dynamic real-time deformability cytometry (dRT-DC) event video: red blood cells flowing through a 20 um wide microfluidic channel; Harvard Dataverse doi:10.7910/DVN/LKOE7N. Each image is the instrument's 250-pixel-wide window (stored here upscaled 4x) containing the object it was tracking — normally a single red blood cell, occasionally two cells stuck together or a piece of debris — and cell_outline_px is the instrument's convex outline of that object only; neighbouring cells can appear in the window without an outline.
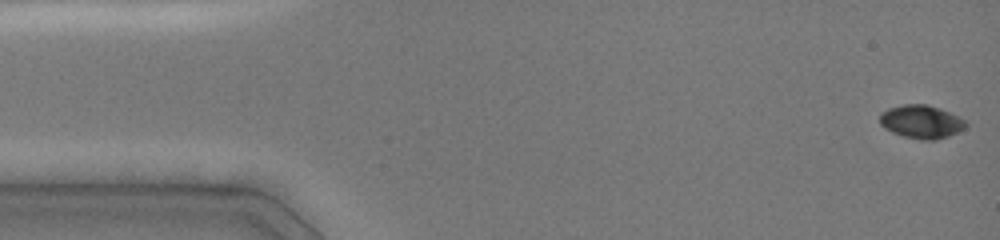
{"species": "common noctule bat (a hibernating species)", "species_latin": "Nyctalus noctula", "temperature_condition": "cold", "stored_images_in_passage": 25, "camera_frame_rate_fps": 3000, "um_per_image_px": 0.085, "animal": {"sex": "female", "body_mass_g": 19.0, "forearm_length_mm": 51.5}, "frame": {"image": 1, "passage_image": 1, "time_ms": 0.0, "image_size_px": [1000, 240], "cell_outline_px": [[968, 124], [964, 128], [948, 136], [936, 140], [920, 140], [904, 136], [892, 132], [884, 128], [880, 124], [880, 112], [888, 108], [904, 104], [928, 104], [940, 108], [964, 120]], "centroid_in_image_um": [78.28, 10.34], "position_along_channel_um": 6.7, "area_um2": 16.65}}
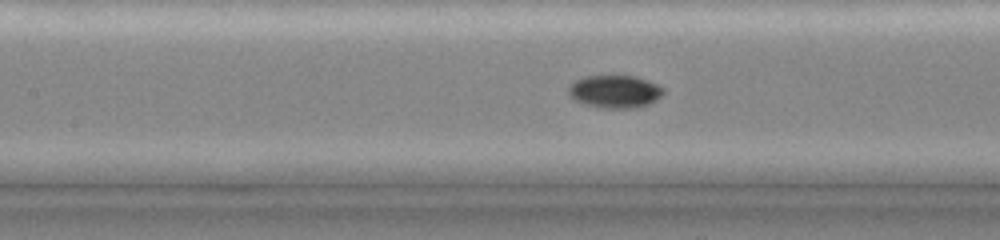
{"frame": {"image": 2, "passage_image": 20, "time_ms": 6.667, "image_size_px": [1000, 240], "cell_outline_px": [[664, 92], [656, 100], [648, 104], [636, 108], [600, 108], [584, 104], [576, 100], [568, 92], [568, 88], [576, 80], [584, 76], [636, 76], [656, 84], [664, 88]], "centroid_in_image_um": [52.27, 7.79], "position_along_channel_um": 155.1, "area_um2": 17.98}}
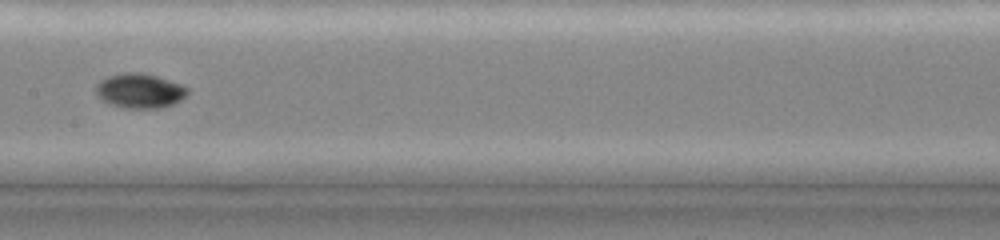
{"frame": {"image": 3, "passage_image": 22, "time_ms": 7.667, "image_size_px": [1000, 240], "cell_outline_px": [[188, 92], [180, 100], [164, 108], [124, 108], [112, 104], [104, 100], [96, 92], [96, 84], [100, 80], [108, 76], [124, 72], [140, 72], [156, 76], [180, 84], [188, 88]], "centroid_in_image_um": [11.88, 7.71], "position_along_channel_um": 195.5, "area_um2": 18.26}}